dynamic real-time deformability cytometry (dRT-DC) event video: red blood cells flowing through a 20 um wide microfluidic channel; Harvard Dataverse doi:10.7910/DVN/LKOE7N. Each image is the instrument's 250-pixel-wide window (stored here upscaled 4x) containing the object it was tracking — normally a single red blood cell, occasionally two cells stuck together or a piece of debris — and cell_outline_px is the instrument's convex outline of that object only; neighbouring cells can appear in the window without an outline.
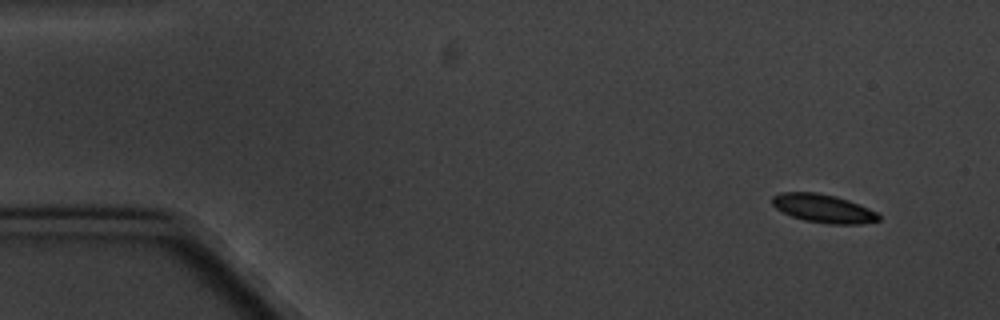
{"species": "common noctule bat (a hibernating species)", "species_latin": "Nyctalus noctula", "temperature_condition": "cold", "stored_images_in_passage": 6, "camera_frame_rate_fps": 3000, "um_per_image_px": 0.085, "animal": {"sex": "male", "body_mass_g": 20.1, "forearm_length_mm": 53.5}, "frame": {"image": 1, "passage_image": 1, "time_ms": 0.0, "image_size_px": [1000, 320], "cell_outline_px": [[880, 220], [860, 224], [828, 224], [804, 220], [792, 216], [776, 208], [772, 204], [772, 196], [780, 192], [816, 192], [836, 196], [848, 200], [868, 208], [876, 212], [880, 216]], "centroid_in_image_um": [69.97, 17.71], "position_along_channel_um": 15.0, "area_um2": 17.57}}